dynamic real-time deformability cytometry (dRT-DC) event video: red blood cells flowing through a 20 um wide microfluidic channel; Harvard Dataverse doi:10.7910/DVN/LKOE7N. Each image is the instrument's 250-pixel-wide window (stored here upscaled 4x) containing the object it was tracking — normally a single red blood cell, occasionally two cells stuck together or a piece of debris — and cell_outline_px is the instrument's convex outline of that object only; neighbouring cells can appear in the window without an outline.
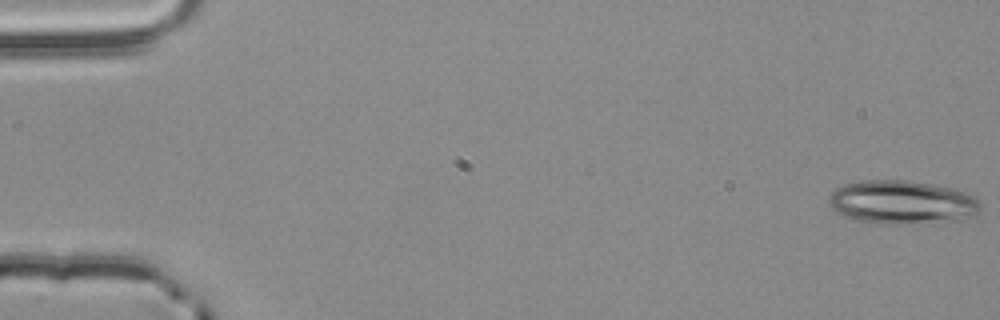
{"species": "common noctule bat (a hibernating species)", "species_latin": "Nyctalus noctula", "temperature_condition": "room temperature", "stored_images_in_passage": 22, "camera_frame_rate_fps": 3000, "um_per_image_px": 0.085, "animal": {"sex": "male", "body_mass_g": 20.4}, "frame": {"image": 1, "passage_image": 1, "time_ms": 0.0, "image_size_px": [1000, 320], "cell_outline_px": [[980, 212], [976, 216], [960, 220], [892, 224], [876, 224], [856, 220], [844, 216], [836, 212], [828, 204], [828, 196], [836, 188], [844, 184], [864, 180], [912, 180], [952, 188], [976, 196], [980, 204]], "centroid_in_image_um": [76.67, 17.19], "position_along_channel_um": 8.3, "area_um2": 38.9}}
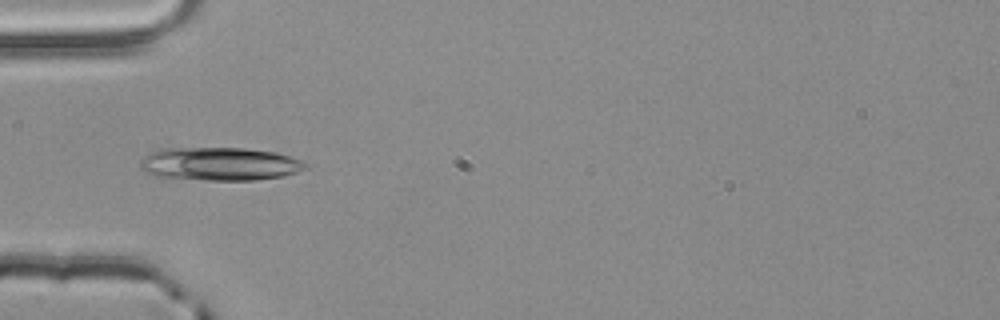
{"frame": {"image": 2, "passage_image": 18, "time_ms": 5.667, "image_size_px": [1000, 320], "cell_outline_px": [[308, 168], [284, 176], [256, 180], [164, 180], [152, 176], [144, 172], [140, 168], [140, 160], [148, 152], [160, 148], [244, 148], [276, 152], [300, 160], [308, 164]], "centroid_in_image_um": [18.56, 13.96], "position_along_channel_um": 66.4, "area_um2": 32.95}}
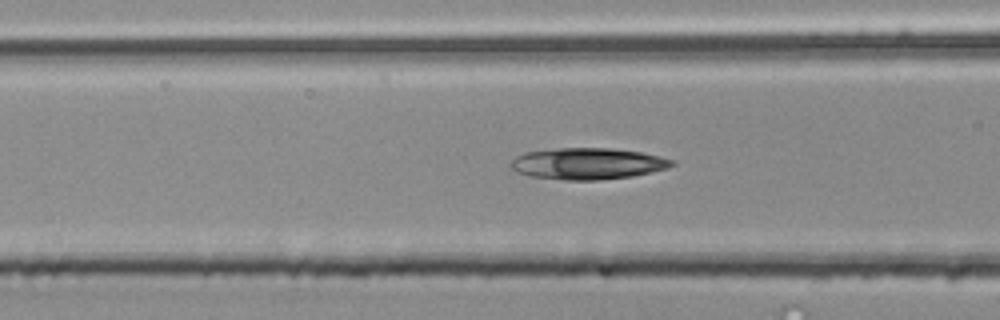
{"frame": {"image": 3, "passage_image": 22, "time_ms": 7.0, "image_size_px": [1000, 320], "cell_outline_px": [[676, 164], [668, 168], [652, 172], [632, 176], [596, 180], [564, 180], [532, 176], [516, 172], [508, 164], [516, 156], [524, 152], [556, 148], [612, 148], [640, 152], [676, 160]], "centroid_in_image_um": [49.95, 13.9], "position_along_channel_um": 116.6, "area_um2": 29.65}}